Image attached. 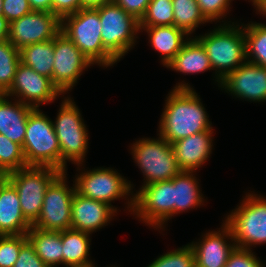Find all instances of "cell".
Masks as SVG:
<instances>
[{"instance_id":"7bdbcfd3","label":"cell","mask_w":266,"mask_h":267,"mask_svg":"<svg viewBox=\"0 0 266 267\" xmlns=\"http://www.w3.org/2000/svg\"><path fill=\"white\" fill-rule=\"evenodd\" d=\"M10 23L2 15L0 16V42L8 40Z\"/></svg>"},{"instance_id":"b9f144b4","label":"cell","mask_w":266,"mask_h":267,"mask_svg":"<svg viewBox=\"0 0 266 267\" xmlns=\"http://www.w3.org/2000/svg\"><path fill=\"white\" fill-rule=\"evenodd\" d=\"M114 0H81V9L97 8Z\"/></svg>"},{"instance_id":"ab89813d","label":"cell","mask_w":266,"mask_h":267,"mask_svg":"<svg viewBox=\"0 0 266 267\" xmlns=\"http://www.w3.org/2000/svg\"><path fill=\"white\" fill-rule=\"evenodd\" d=\"M114 2L140 21L147 11L150 0H114Z\"/></svg>"},{"instance_id":"d590c367","label":"cell","mask_w":266,"mask_h":267,"mask_svg":"<svg viewBox=\"0 0 266 267\" xmlns=\"http://www.w3.org/2000/svg\"><path fill=\"white\" fill-rule=\"evenodd\" d=\"M258 258L253 250L235 247L225 267H265L266 263Z\"/></svg>"},{"instance_id":"2e32d148","label":"cell","mask_w":266,"mask_h":267,"mask_svg":"<svg viewBox=\"0 0 266 267\" xmlns=\"http://www.w3.org/2000/svg\"><path fill=\"white\" fill-rule=\"evenodd\" d=\"M221 90L249 102H266V67L245 61L219 85Z\"/></svg>"},{"instance_id":"74e56055","label":"cell","mask_w":266,"mask_h":267,"mask_svg":"<svg viewBox=\"0 0 266 267\" xmlns=\"http://www.w3.org/2000/svg\"><path fill=\"white\" fill-rule=\"evenodd\" d=\"M13 267H48L35 253L34 247L27 241L20 249Z\"/></svg>"},{"instance_id":"ac0fdd59","label":"cell","mask_w":266,"mask_h":267,"mask_svg":"<svg viewBox=\"0 0 266 267\" xmlns=\"http://www.w3.org/2000/svg\"><path fill=\"white\" fill-rule=\"evenodd\" d=\"M117 214L109 204L74 193L71 207V229L92 235L102 229Z\"/></svg>"},{"instance_id":"3957f363","label":"cell","mask_w":266,"mask_h":267,"mask_svg":"<svg viewBox=\"0 0 266 267\" xmlns=\"http://www.w3.org/2000/svg\"><path fill=\"white\" fill-rule=\"evenodd\" d=\"M96 8L80 9L61 20V31L94 65L113 67L118 61L104 48Z\"/></svg>"},{"instance_id":"1f68e13d","label":"cell","mask_w":266,"mask_h":267,"mask_svg":"<svg viewBox=\"0 0 266 267\" xmlns=\"http://www.w3.org/2000/svg\"><path fill=\"white\" fill-rule=\"evenodd\" d=\"M174 25L172 0H150L139 27Z\"/></svg>"},{"instance_id":"ee69618b","label":"cell","mask_w":266,"mask_h":267,"mask_svg":"<svg viewBox=\"0 0 266 267\" xmlns=\"http://www.w3.org/2000/svg\"><path fill=\"white\" fill-rule=\"evenodd\" d=\"M254 9L256 10V14H263L266 16V0H260L255 6Z\"/></svg>"},{"instance_id":"e0dca14e","label":"cell","mask_w":266,"mask_h":267,"mask_svg":"<svg viewBox=\"0 0 266 267\" xmlns=\"http://www.w3.org/2000/svg\"><path fill=\"white\" fill-rule=\"evenodd\" d=\"M189 245L195 254L196 267H225L236 247L231 230L224 222L221 229L209 230L202 234L198 242L192 241Z\"/></svg>"},{"instance_id":"5bb4252c","label":"cell","mask_w":266,"mask_h":267,"mask_svg":"<svg viewBox=\"0 0 266 267\" xmlns=\"http://www.w3.org/2000/svg\"><path fill=\"white\" fill-rule=\"evenodd\" d=\"M5 95L38 109L43 104L54 102L63 94L50 78L38 74L31 67L20 62L14 81Z\"/></svg>"},{"instance_id":"4dcf8cb0","label":"cell","mask_w":266,"mask_h":267,"mask_svg":"<svg viewBox=\"0 0 266 267\" xmlns=\"http://www.w3.org/2000/svg\"><path fill=\"white\" fill-rule=\"evenodd\" d=\"M26 167L22 146L0 134V172L8 174Z\"/></svg>"},{"instance_id":"52a82bcc","label":"cell","mask_w":266,"mask_h":267,"mask_svg":"<svg viewBox=\"0 0 266 267\" xmlns=\"http://www.w3.org/2000/svg\"><path fill=\"white\" fill-rule=\"evenodd\" d=\"M22 150L27 166L61 171V153L53 122L39 108L28 116Z\"/></svg>"},{"instance_id":"603a6c76","label":"cell","mask_w":266,"mask_h":267,"mask_svg":"<svg viewBox=\"0 0 266 267\" xmlns=\"http://www.w3.org/2000/svg\"><path fill=\"white\" fill-rule=\"evenodd\" d=\"M195 171H181L171 179L173 183V217L204 205L205 197L200 189Z\"/></svg>"},{"instance_id":"d6a6232c","label":"cell","mask_w":266,"mask_h":267,"mask_svg":"<svg viewBox=\"0 0 266 267\" xmlns=\"http://www.w3.org/2000/svg\"><path fill=\"white\" fill-rule=\"evenodd\" d=\"M147 267H196L193 248L187 244L158 256Z\"/></svg>"},{"instance_id":"836d02e7","label":"cell","mask_w":266,"mask_h":267,"mask_svg":"<svg viewBox=\"0 0 266 267\" xmlns=\"http://www.w3.org/2000/svg\"><path fill=\"white\" fill-rule=\"evenodd\" d=\"M27 235H0V267H13Z\"/></svg>"},{"instance_id":"4fadbf2b","label":"cell","mask_w":266,"mask_h":267,"mask_svg":"<svg viewBox=\"0 0 266 267\" xmlns=\"http://www.w3.org/2000/svg\"><path fill=\"white\" fill-rule=\"evenodd\" d=\"M93 65L62 31L55 36L53 84L62 94L72 90L82 73Z\"/></svg>"},{"instance_id":"8d00e7d4","label":"cell","mask_w":266,"mask_h":267,"mask_svg":"<svg viewBox=\"0 0 266 267\" xmlns=\"http://www.w3.org/2000/svg\"><path fill=\"white\" fill-rule=\"evenodd\" d=\"M3 16L9 23L32 11L28 0H3Z\"/></svg>"},{"instance_id":"ba28073f","label":"cell","mask_w":266,"mask_h":267,"mask_svg":"<svg viewBox=\"0 0 266 267\" xmlns=\"http://www.w3.org/2000/svg\"><path fill=\"white\" fill-rule=\"evenodd\" d=\"M158 138H141L131 144L132 159L143 173V184L168 181L182 170L178 167L172 145L159 134Z\"/></svg>"},{"instance_id":"f1b7e54d","label":"cell","mask_w":266,"mask_h":267,"mask_svg":"<svg viewBox=\"0 0 266 267\" xmlns=\"http://www.w3.org/2000/svg\"><path fill=\"white\" fill-rule=\"evenodd\" d=\"M243 24L246 42V59L266 67V24L256 21Z\"/></svg>"},{"instance_id":"277c9868","label":"cell","mask_w":266,"mask_h":267,"mask_svg":"<svg viewBox=\"0 0 266 267\" xmlns=\"http://www.w3.org/2000/svg\"><path fill=\"white\" fill-rule=\"evenodd\" d=\"M76 165L79 170V174L75 175L73 181L76 193L89 199L105 202L116 211L119 209L113 206L112 202L125 198L127 210L132 213L134 184L131 181L125 179L114 168L98 167L87 170L81 167L83 163Z\"/></svg>"},{"instance_id":"5b68a950","label":"cell","mask_w":266,"mask_h":267,"mask_svg":"<svg viewBox=\"0 0 266 267\" xmlns=\"http://www.w3.org/2000/svg\"><path fill=\"white\" fill-rule=\"evenodd\" d=\"M53 127L58 138L61 153V172H67V162L73 164L85 163L88 153V129L82 118V113L72 97H62Z\"/></svg>"},{"instance_id":"9a60e30c","label":"cell","mask_w":266,"mask_h":267,"mask_svg":"<svg viewBox=\"0 0 266 267\" xmlns=\"http://www.w3.org/2000/svg\"><path fill=\"white\" fill-rule=\"evenodd\" d=\"M61 31V20L50 12L31 11L10 23L8 40L18 50L53 40Z\"/></svg>"},{"instance_id":"ffe728a7","label":"cell","mask_w":266,"mask_h":267,"mask_svg":"<svg viewBox=\"0 0 266 267\" xmlns=\"http://www.w3.org/2000/svg\"><path fill=\"white\" fill-rule=\"evenodd\" d=\"M9 99V96L0 94V134L22 146L28 116L35 108L12 97Z\"/></svg>"},{"instance_id":"bcb514c9","label":"cell","mask_w":266,"mask_h":267,"mask_svg":"<svg viewBox=\"0 0 266 267\" xmlns=\"http://www.w3.org/2000/svg\"><path fill=\"white\" fill-rule=\"evenodd\" d=\"M3 0H0V16L3 15Z\"/></svg>"},{"instance_id":"6da1fadb","label":"cell","mask_w":266,"mask_h":267,"mask_svg":"<svg viewBox=\"0 0 266 267\" xmlns=\"http://www.w3.org/2000/svg\"><path fill=\"white\" fill-rule=\"evenodd\" d=\"M196 90L178 82L167 94L159 121L158 134L172 144L190 135L209 131L212 122Z\"/></svg>"},{"instance_id":"7402d4cb","label":"cell","mask_w":266,"mask_h":267,"mask_svg":"<svg viewBox=\"0 0 266 267\" xmlns=\"http://www.w3.org/2000/svg\"><path fill=\"white\" fill-rule=\"evenodd\" d=\"M146 31L152 48L161 54V63L166 67L190 39L189 35L174 25L139 27ZM189 37V38H188Z\"/></svg>"},{"instance_id":"7a4b0ae2","label":"cell","mask_w":266,"mask_h":267,"mask_svg":"<svg viewBox=\"0 0 266 267\" xmlns=\"http://www.w3.org/2000/svg\"><path fill=\"white\" fill-rule=\"evenodd\" d=\"M208 55L214 82L218 84L231 72L242 65L246 59L244 27L241 22L219 24L213 30L195 36Z\"/></svg>"},{"instance_id":"9c48e42d","label":"cell","mask_w":266,"mask_h":267,"mask_svg":"<svg viewBox=\"0 0 266 267\" xmlns=\"http://www.w3.org/2000/svg\"><path fill=\"white\" fill-rule=\"evenodd\" d=\"M102 25L101 37L104 48L119 62L134 48L139 21L115 2L96 8Z\"/></svg>"},{"instance_id":"83f0119b","label":"cell","mask_w":266,"mask_h":267,"mask_svg":"<svg viewBox=\"0 0 266 267\" xmlns=\"http://www.w3.org/2000/svg\"><path fill=\"white\" fill-rule=\"evenodd\" d=\"M174 26L186 32L189 36L197 28L209 23L202 15L196 0H172Z\"/></svg>"},{"instance_id":"d4e9b609","label":"cell","mask_w":266,"mask_h":267,"mask_svg":"<svg viewBox=\"0 0 266 267\" xmlns=\"http://www.w3.org/2000/svg\"><path fill=\"white\" fill-rule=\"evenodd\" d=\"M166 67L185 75L212 70L204 47L194 36H190L180 52Z\"/></svg>"},{"instance_id":"f6af8a7d","label":"cell","mask_w":266,"mask_h":267,"mask_svg":"<svg viewBox=\"0 0 266 267\" xmlns=\"http://www.w3.org/2000/svg\"><path fill=\"white\" fill-rule=\"evenodd\" d=\"M8 182L6 174H0V191Z\"/></svg>"},{"instance_id":"44dd1931","label":"cell","mask_w":266,"mask_h":267,"mask_svg":"<svg viewBox=\"0 0 266 267\" xmlns=\"http://www.w3.org/2000/svg\"><path fill=\"white\" fill-rule=\"evenodd\" d=\"M31 227L21 211L17 190L8 182L0 191V235H23Z\"/></svg>"},{"instance_id":"484cf974","label":"cell","mask_w":266,"mask_h":267,"mask_svg":"<svg viewBox=\"0 0 266 267\" xmlns=\"http://www.w3.org/2000/svg\"><path fill=\"white\" fill-rule=\"evenodd\" d=\"M26 235L35 253L48 267L63 265L61 232L31 227Z\"/></svg>"},{"instance_id":"8992f818","label":"cell","mask_w":266,"mask_h":267,"mask_svg":"<svg viewBox=\"0 0 266 267\" xmlns=\"http://www.w3.org/2000/svg\"><path fill=\"white\" fill-rule=\"evenodd\" d=\"M252 192L222 221L230 228L236 247L249 250L266 244V197Z\"/></svg>"},{"instance_id":"f546056e","label":"cell","mask_w":266,"mask_h":267,"mask_svg":"<svg viewBox=\"0 0 266 267\" xmlns=\"http://www.w3.org/2000/svg\"><path fill=\"white\" fill-rule=\"evenodd\" d=\"M19 63L20 50L9 40L0 42V94H5L10 89Z\"/></svg>"},{"instance_id":"30bf717a","label":"cell","mask_w":266,"mask_h":267,"mask_svg":"<svg viewBox=\"0 0 266 267\" xmlns=\"http://www.w3.org/2000/svg\"><path fill=\"white\" fill-rule=\"evenodd\" d=\"M60 173L53 167L27 166L6 174L17 190L21 211L31 224L41 213L47 187Z\"/></svg>"},{"instance_id":"7dc6e473","label":"cell","mask_w":266,"mask_h":267,"mask_svg":"<svg viewBox=\"0 0 266 267\" xmlns=\"http://www.w3.org/2000/svg\"><path fill=\"white\" fill-rule=\"evenodd\" d=\"M252 5L255 6L258 3V0H250Z\"/></svg>"},{"instance_id":"4316f807","label":"cell","mask_w":266,"mask_h":267,"mask_svg":"<svg viewBox=\"0 0 266 267\" xmlns=\"http://www.w3.org/2000/svg\"><path fill=\"white\" fill-rule=\"evenodd\" d=\"M20 62L31 67L38 74L50 78L53 83L54 39L20 49Z\"/></svg>"},{"instance_id":"f35d334b","label":"cell","mask_w":266,"mask_h":267,"mask_svg":"<svg viewBox=\"0 0 266 267\" xmlns=\"http://www.w3.org/2000/svg\"><path fill=\"white\" fill-rule=\"evenodd\" d=\"M81 9V0H52V13L60 20Z\"/></svg>"},{"instance_id":"cb8c5ba5","label":"cell","mask_w":266,"mask_h":267,"mask_svg":"<svg viewBox=\"0 0 266 267\" xmlns=\"http://www.w3.org/2000/svg\"><path fill=\"white\" fill-rule=\"evenodd\" d=\"M91 234L68 229L61 231L63 265L66 267H97L90 255Z\"/></svg>"},{"instance_id":"60d3db41","label":"cell","mask_w":266,"mask_h":267,"mask_svg":"<svg viewBox=\"0 0 266 267\" xmlns=\"http://www.w3.org/2000/svg\"><path fill=\"white\" fill-rule=\"evenodd\" d=\"M32 11L52 13V0H28Z\"/></svg>"},{"instance_id":"7c38bea8","label":"cell","mask_w":266,"mask_h":267,"mask_svg":"<svg viewBox=\"0 0 266 267\" xmlns=\"http://www.w3.org/2000/svg\"><path fill=\"white\" fill-rule=\"evenodd\" d=\"M67 172H61L47 187L42 210L32 227L61 232L71 229L72 197L75 185H68Z\"/></svg>"},{"instance_id":"e575fe53","label":"cell","mask_w":266,"mask_h":267,"mask_svg":"<svg viewBox=\"0 0 266 267\" xmlns=\"http://www.w3.org/2000/svg\"><path fill=\"white\" fill-rule=\"evenodd\" d=\"M202 15L209 23H219L222 24H230L234 23L231 21L223 20V18H227V14H229V10L231 9V2L233 0H196ZM216 21V22H215Z\"/></svg>"},{"instance_id":"d6986e66","label":"cell","mask_w":266,"mask_h":267,"mask_svg":"<svg viewBox=\"0 0 266 267\" xmlns=\"http://www.w3.org/2000/svg\"><path fill=\"white\" fill-rule=\"evenodd\" d=\"M212 128L173 142L178 167L182 171H197L210 158L213 147Z\"/></svg>"},{"instance_id":"8fae6325","label":"cell","mask_w":266,"mask_h":267,"mask_svg":"<svg viewBox=\"0 0 266 267\" xmlns=\"http://www.w3.org/2000/svg\"><path fill=\"white\" fill-rule=\"evenodd\" d=\"M133 215L156 230L165 231V224L173 217V183L171 180L140 187L133 194Z\"/></svg>"}]
</instances>
